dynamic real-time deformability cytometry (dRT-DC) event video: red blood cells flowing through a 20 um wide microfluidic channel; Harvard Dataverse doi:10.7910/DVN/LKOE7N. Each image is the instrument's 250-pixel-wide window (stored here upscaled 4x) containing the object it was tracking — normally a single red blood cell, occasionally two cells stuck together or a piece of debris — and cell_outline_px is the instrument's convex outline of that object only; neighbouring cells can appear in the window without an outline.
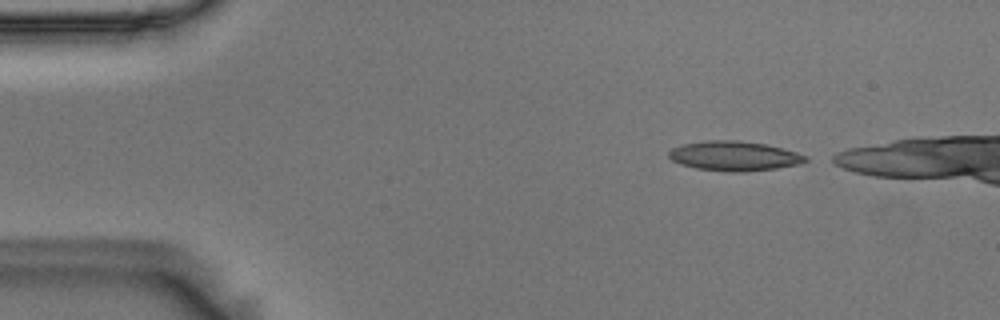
{"species": "Egyptian fruit bat (a non-hibernating species)", "species_latin": "Rousettus aegyptiacus", "temperature_condition": "room temperature", "stored_images_in_passage": 42, "camera_frame_rate_fps": 3000, "um_per_image_px": 0.085, "animal": {"sex": "male"}, "frame": {"image": 1, "passage_image": 1, "time_ms": 0.0, "image_size_px": [1000, 320], "cell_outline_px": [[808, 160], [800, 164], [776, 168], [744, 172], [728, 172], [696, 168], [680, 164], [672, 160], [668, 156], [668, 152], [672, 148], [684, 144], [704, 140], [740, 140], [768, 144], [796, 152], [808, 156]], "centroid_in_image_um": [62.42, 13.25], "position_along_channel_um": 22.6, "area_um2": 23.81}}
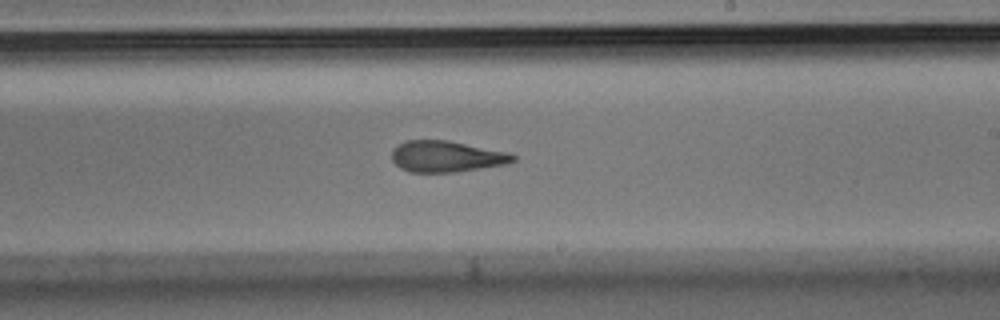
{"frame": {"image": 2, "passage_image": 26, "time_ms": 8.333, "image_size_px": [1000, 320], "cell_outline_px": [[516, 160], [508, 164], [456, 172], [408, 172], [400, 168], [392, 160], [392, 152], [404, 140], [448, 140], [508, 152], [516, 156]], "centroid_in_image_um": [37.97, 13.3], "position_along_channel_um": 251.0, "area_um2": 22.08}}
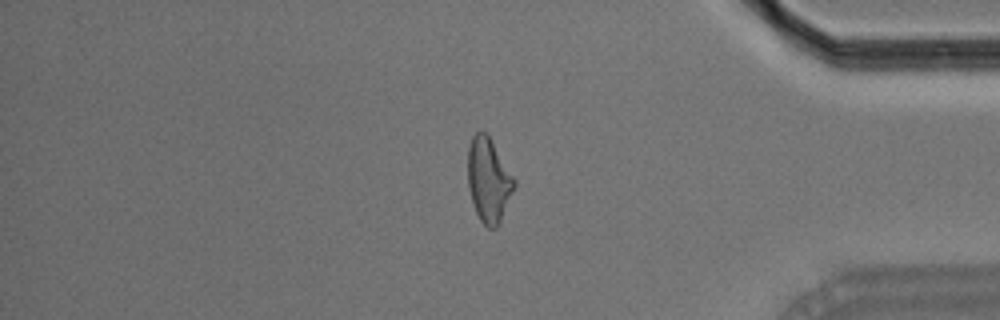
{"frame": {"image": 3, "passage_image": 40, "time_ms": 13.0, "image_size_px": [1000, 320], "cell_outline_px": [[516, 188], [496, 228], [488, 228], [480, 220], [472, 204], [468, 188], [468, 148], [472, 136], [476, 132], [484, 132], [492, 140], [516, 180]], "centroid_in_image_um": [41.54, 15.31], "position_along_channel_um": 393.7, "area_um2": 22.89}, "authors_computed_cell_mechanics": {"area_um2": 22.8599, "velocity_mm_per_s": 3.6155, "shape_relaxation_time_tau1_ms": null, "shape_relaxation_time_tau2_ms": 2.9412, "deformation_change_tau1": null, "deformation_change_tau2": 0.1211}}